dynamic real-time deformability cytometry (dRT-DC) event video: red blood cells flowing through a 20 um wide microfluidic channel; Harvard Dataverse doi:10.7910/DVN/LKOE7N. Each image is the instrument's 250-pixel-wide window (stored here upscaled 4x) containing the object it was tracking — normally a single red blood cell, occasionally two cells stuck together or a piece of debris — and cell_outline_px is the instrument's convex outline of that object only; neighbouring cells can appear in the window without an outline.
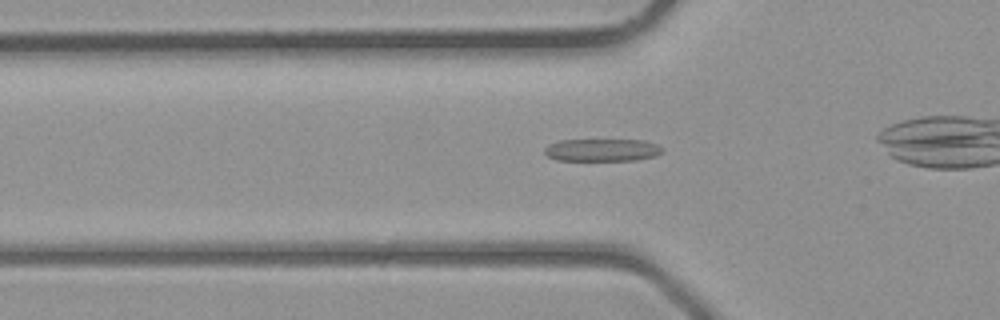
{"species": "common noctule bat (a hibernating species)", "species_latin": "Nyctalus noctula", "temperature_condition": "room temperature", "stored_images_in_passage": 23, "camera_frame_rate_fps": 3000, "um_per_image_px": 0.085, "animal": {"sex": "male", "body_mass_g": 23.1, "forearm_length_mm": 52.7}, "frame": {"image": 1, "passage_image": 5, "time_ms": 1.333, "image_size_px": [1000, 320], "cell_outline_px": [[664, 152], [656, 156], [636, 160], [556, 160], [548, 156], [544, 152], [544, 148], [548, 144], [560, 140], [644, 140], [656, 144], [664, 148]], "centroid_in_image_um": [51.2, 12.75], "position_along_channel_um": 74.6, "area_um2": 15.55}}
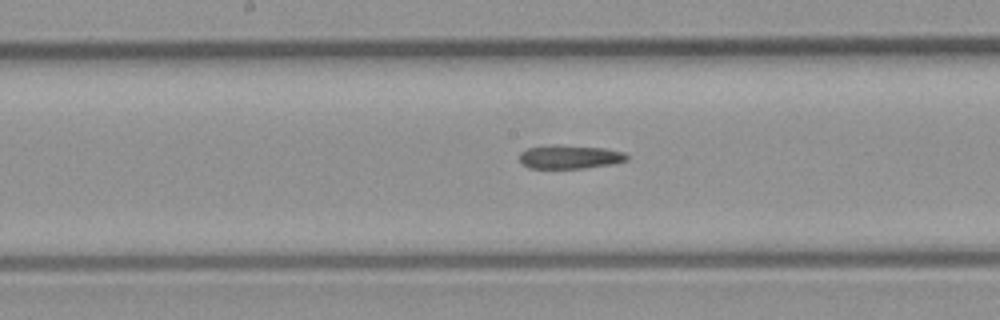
{"frame": {"image": 2, "passage_image": 12, "time_ms": 3.667, "image_size_px": [1000, 320], "cell_outline_px": [[628, 160], [612, 164], [584, 168], [528, 168], [520, 164], [520, 152], [528, 148], [556, 144], [604, 148], [624, 152], [628, 156]], "centroid_in_image_um": [48.41, 13.33], "position_along_channel_um": 199.8, "area_um2": 14.91}}
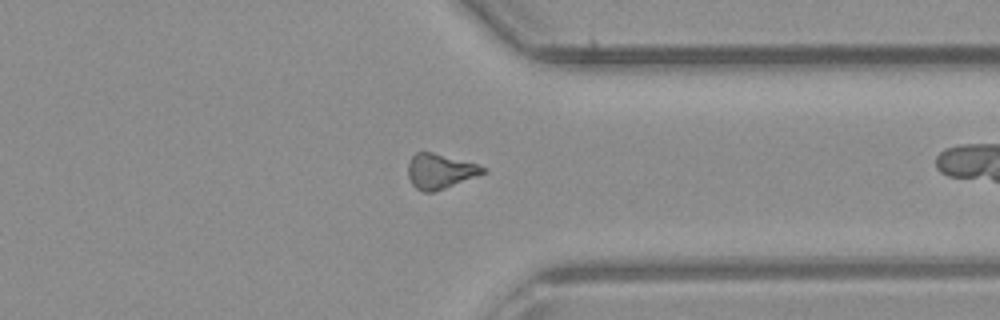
{"frame": {"image": 3, "passage_image": 22, "time_ms": 7.0, "image_size_px": [1000, 320], "cell_outline_px": [[488, 172], [444, 188], [432, 192], [424, 192], [416, 188], [412, 184], [408, 176], [408, 164], [412, 156], [416, 152], [432, 152], [480, 164], [488, 168]], "centroid_in_image_um": [37.44, 14.54], "position_along_channel_um": 374.0, "area_um2": 15.32}}